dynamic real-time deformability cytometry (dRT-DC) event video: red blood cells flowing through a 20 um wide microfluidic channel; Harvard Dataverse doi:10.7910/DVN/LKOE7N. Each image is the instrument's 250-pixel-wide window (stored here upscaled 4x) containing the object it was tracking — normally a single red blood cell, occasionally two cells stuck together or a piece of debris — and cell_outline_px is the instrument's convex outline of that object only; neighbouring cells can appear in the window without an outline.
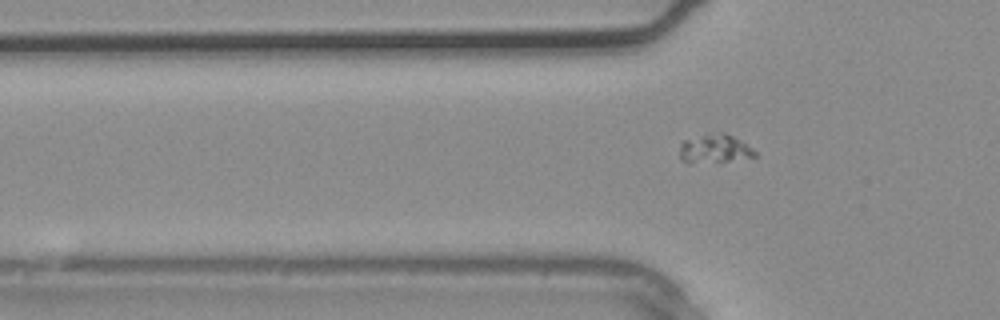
{"species": "common noctule bat (a hibernating species)", "species_latin": "Nyctalus noctula", "temperature_condition": "warm", "stored_images_in_passage": 2, "camera_frame_rate_fps": 3000, "um_per_image_px": 0.085, "animal": {"sex": "male", "body_mass_g": 20.4}, "frame": {"image": 1, "passage_image": 2, "time_ms": 0.333, "image_size_px": [1000, 320], "cell_outline_px": [[756, 156], [728, 160], [688, 164], [680, 160], [680, 144], [684, 140], [720, 132], [724, 132], [732, 136], [752, 148], [756, 152]], "centroid_in_image_um": [60.69, 12.66], "position_along_channel_um": 65.1, "area_um2": 12.25}}